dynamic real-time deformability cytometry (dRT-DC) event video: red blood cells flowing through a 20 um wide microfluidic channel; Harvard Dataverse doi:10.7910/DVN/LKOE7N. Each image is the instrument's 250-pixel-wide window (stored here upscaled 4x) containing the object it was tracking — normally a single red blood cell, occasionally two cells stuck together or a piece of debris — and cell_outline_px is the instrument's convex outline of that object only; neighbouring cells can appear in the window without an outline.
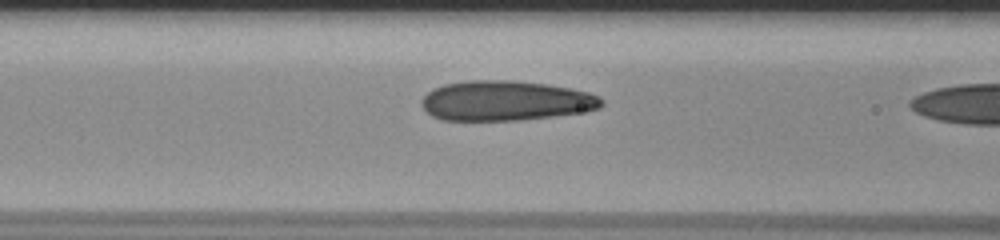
{"species": "human", "species_latin": "Homo sapiens", "temperature_condition": "room temperature", "stored_images_in_passage": 21, "camera_frame_rate_fps": 3000, "um_per_image_px": 0.085, "donor": {"sex": "male"}, "frame": {"image": 1, "passage_image": 20, "time_ms": 6.333, "image_size_px": [1000, 240], "cell_outline_px": [[604, 104], [600, 108], [584, 112], [520, 120], [440, 120], [432, 116], [420, 104], [420, 100], [432, 88], [444, 84], [468, 80], [508, 80], [548, 84], [588, 92], [600, 96], [604, 100]], "centroid_in_image_um": [42.97, 8.56], "position_along_channel_um": 123.6, "area_um2": 42.08}}